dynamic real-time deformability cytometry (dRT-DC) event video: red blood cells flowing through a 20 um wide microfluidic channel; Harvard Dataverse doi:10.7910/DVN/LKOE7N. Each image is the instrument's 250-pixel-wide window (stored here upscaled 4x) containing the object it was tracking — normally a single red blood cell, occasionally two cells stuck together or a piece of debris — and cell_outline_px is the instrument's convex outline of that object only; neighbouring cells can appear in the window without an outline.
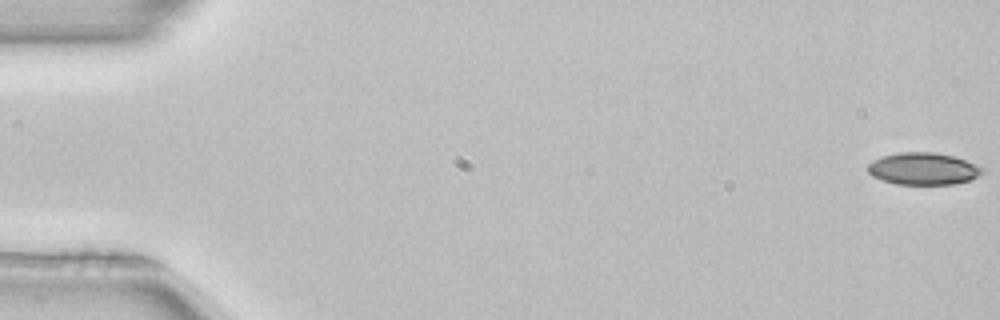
{"species": "common noctule bat (a hibernating species)", "species_latin": "Nyctalus noctula", "temperature_condition": "room temperature", "stored_images_in_passage": 53, "camera_frame_rate_fps": 3000, "um_per_image_px": 0.085, "animal": {"sex": "female", "body_mass_g": 22.7, "forearm_length_mm": 54.2}, "frame": {"image": 1, "passage_image": 1, "time_ms": 0.0, "image_size_px": [1000, 320], "cell_outline_px": [[984, 168], [976, 176], [968, 180], [956, 184], [896, 184], [872, 176], [868, 172], [868, 164], [872, 160], [884, 156], [900, 152], [932, 152], [952, 156], [976, 164]], "centroid_in_image_um": [78.44, 14.34], "position_along_channel_um": 6.6, "area_um2": 21.1}}
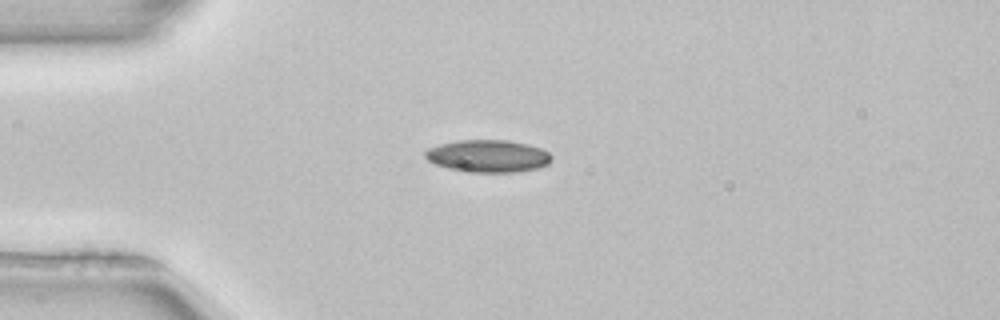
{"frame": {"image": 2, "passage_image": 14, "time_ms": 4.333, "image_size_px": [1000, 320], "cell_outline_px": [[552, 160], [548, 164], [536, 168], [516, 172], [460, 172], [436, 164], [428, 160], [424, 156], [424, 152], [428, 148], [440, 144], [460, 140], [508, 140], [528, 144], [540, 148], [548, 152], [552, 156]], "centroid_in_image_um": [41.47, 13.27], "position_along_channel_um": 43.5, "area_um2": 23.93}}
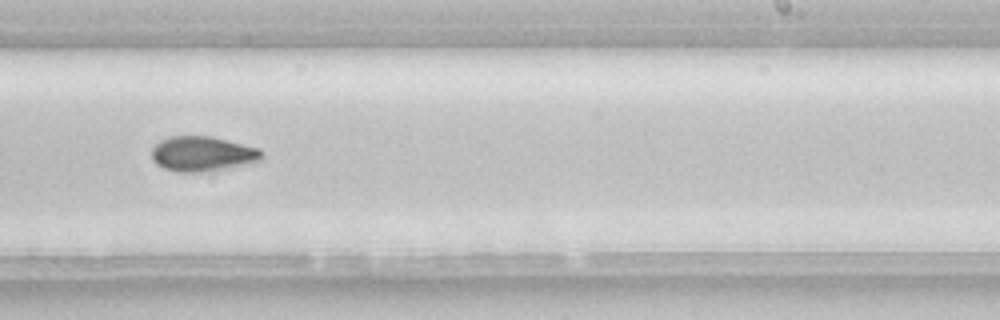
{"frame": {"image": 3, "passage_image": 33, "time_ms": 10.667, "image_size_px": [1000, 320], "cell_outline_px": [[264, 156], [260, 160], [228, 168], [200, 172], [176, 172], [164, 168], [156, 164], [152, 160], [152, 148], [160, 140], [168, 136], [212, 136], [260, 148], [264, 152]], "centroid_in_image_um": [17.21, 13.07], "position_along_channel_um": 271.8, "area_um2": 22.6}, "authors_computed_cell_mechanics": {"area_um2": 22.253, "velocity_mm_per_s": 3.9519, "shape_relaxation_time_tau1_ms": 5.9764, "shape_relaxation_time_tau2_ms": null, "deformation_change_tau1": 0.1441, "deformation_change_tau2": null}}